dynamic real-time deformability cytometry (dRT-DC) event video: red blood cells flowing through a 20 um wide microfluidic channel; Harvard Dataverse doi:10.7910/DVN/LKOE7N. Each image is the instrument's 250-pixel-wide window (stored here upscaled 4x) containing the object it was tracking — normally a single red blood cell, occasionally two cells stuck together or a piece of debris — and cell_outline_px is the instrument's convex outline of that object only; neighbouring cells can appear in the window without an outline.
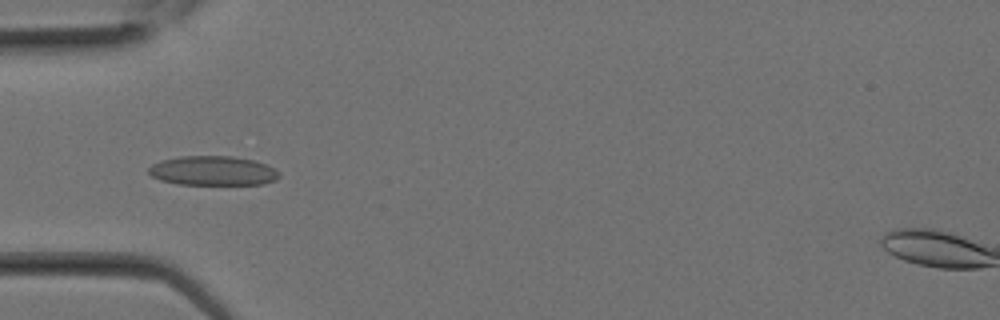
{"species": "Egyptian fruit bat (a non-hibernating species)", "species_latin": "Rousettus aegyptiacus", "temperature_condition": "room temperature", "stored_images_in_passage": 27, "camera_frame_rate_fps": 3000, "um_per_image_px": 0.085, "animal": {"sex": "female"}, "frame": {"image": 1, "passage_image": 8, "time_ms": 2.333, "image_size_px": [1000, 320], "cell_outline_px": [[280, 176], [276, 180], [264, 184], [176, 184], [160, 180], [152, 176], [148, 172], [148, 168], [152, 164], [160, 160], [180, 156], [232, 156], [256, 160], [276, 168], [280, 172]], "centroid_in_image_um": [18.12, 14.51], "position_along_channel_um": 66.9, "area_um2": 22.66}}
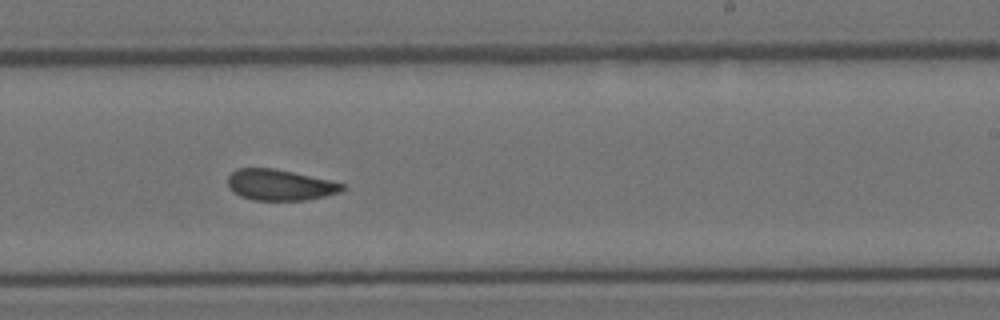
{"frame": {"image": 2, "passage_image": 16, "time_ms": 5.0, "image_size_px": [1000, 320], "cell_outline_px": [[344, 188], [340, 192], [324, 196], [304, 200], [252, 200], [240, 196], [228, 184], [228, 176], [236, 168], [272, 168], [292, 172], [328, 180], [344, 184]], "centroid_in_image_um": [23.77, 15.72], "position_along_channel_um": 265.2, "area_um2": 20.29}}
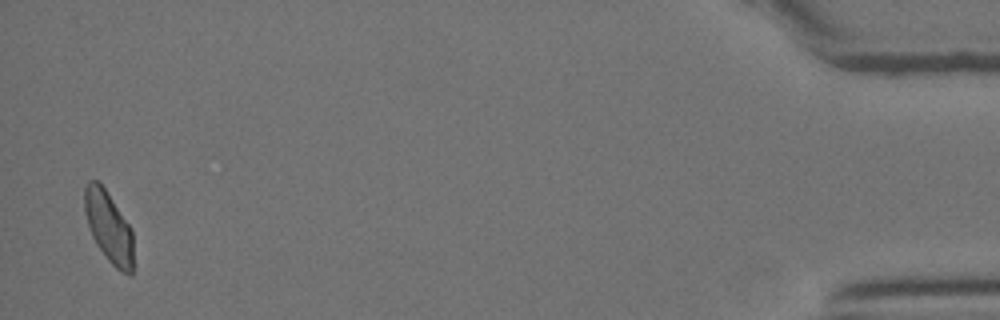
{"frame": {"image": 3, "passage_image": 26, "time_ms": 8.333, "image_size_px": [1000, 320], "cell_outline_px": [[132, 276], [128, 276], [120, 272], [108, 260], [96, 244], [92, 236], [84, 212], [84, 188], [88, 180], [96, 180], [104, 188], [132, 228]], "centroid_in_image_um": [9.23, 19.31], "position_along_channel_um": 426.0, "area_um2": 20.17}}